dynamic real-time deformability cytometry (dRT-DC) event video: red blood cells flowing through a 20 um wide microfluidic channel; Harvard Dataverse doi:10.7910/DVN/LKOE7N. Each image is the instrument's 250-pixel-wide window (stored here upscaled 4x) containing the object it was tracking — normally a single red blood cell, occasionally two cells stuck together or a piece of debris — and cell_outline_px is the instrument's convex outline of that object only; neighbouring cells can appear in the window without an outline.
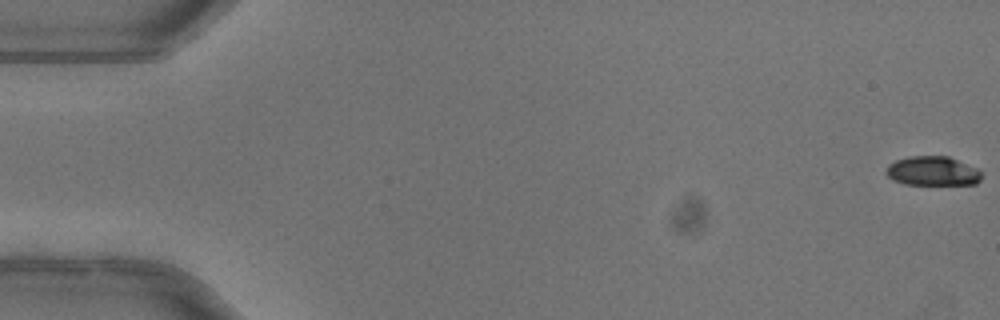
{"species": "common noctule bat (a hibernating species)", "species_latin": "Nyctalus noctula", "temperature_condition": "warm", "stored_images_in_passage": 7, "camera_frame_rate_fps": 3000, "um_per_image_px": 0.085, "animal": {"sex": "female"}, "frame": {"image": 1, "passage_image": 1, "time_ms": 0.0, "image_size_px": [1000, 320], "cell_outline_px": [[980, 180], [976, 184], [904, 184], [892, 180], [884, 172], [888, 164], [896, 160], [908, 156], [948, 156], [976, 168], [980, 172]], "centroid_in_image_um": [79.22, 14.53], "position_along_channel_um": 5.8, "area_um2": 16.24}}